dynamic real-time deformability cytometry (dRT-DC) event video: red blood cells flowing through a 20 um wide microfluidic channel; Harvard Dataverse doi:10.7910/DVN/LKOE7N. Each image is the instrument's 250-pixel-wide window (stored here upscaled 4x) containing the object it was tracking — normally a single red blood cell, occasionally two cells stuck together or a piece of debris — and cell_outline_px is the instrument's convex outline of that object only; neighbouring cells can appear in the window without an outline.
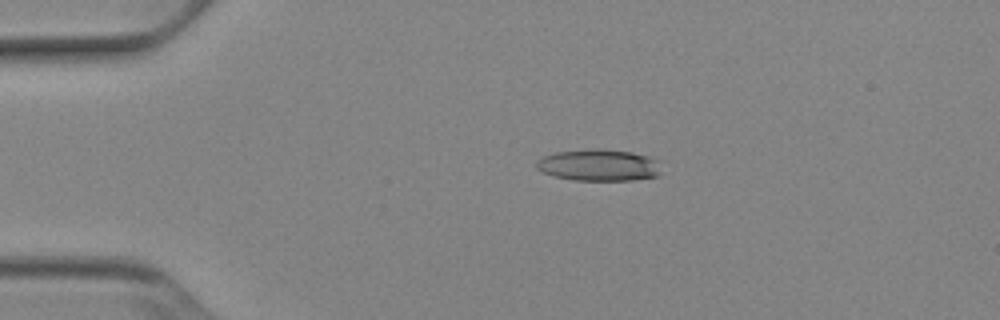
{"species": "Egyptian fruit bat (a non-hibernating species)", "species_latin": "Rousettus aegyptiacus", "temperature_condition": "cold", "stored_images_in_passage": 42, "camera_frame_rate_fps": 3000, "um_per_image_px": 0.085, "animal": {"sex": "female"}, "frame": {"image": 1, "passage_image": 1, "time_ms": 0.0, "image_size_px": [1000, 320], "cell_outline_px": [[660, 172], [656, 176], [632, 180], [576, 180], [552, 176], [536, 168], [536, 160], [544, 156], [556, 152], [596, 148], [600, 148], [632, 152], [648, 156], [656, 160]], "centroid_in_image_um": [50.86, 14.03], "position_along_channel_um": 34.1, "area_um2": 22.95}}
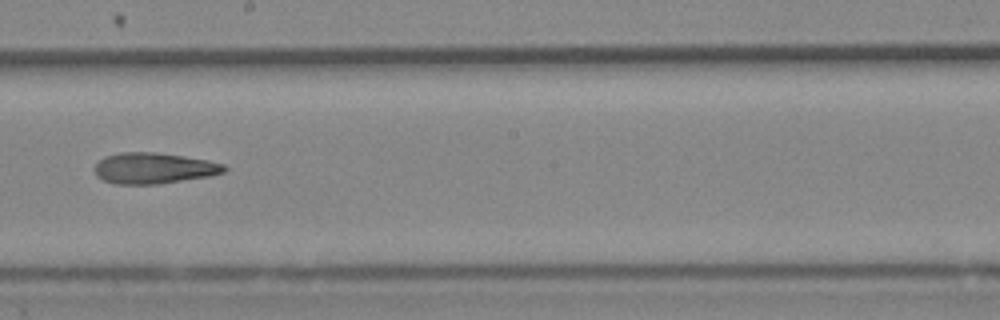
{"frame": {"image": 2, "passage_image": 20, "time_ms": 6.333, "image_size_px": [1000, 320], "cell_outline_px": [[228, 168], [224, 172], [208, 176], [156, 184], [116, 184], [104, 180], [96, 176], [96, 164], [104, 156], [120, 152], [156, 152], [184, 156], [208, 160], [224, 164]], "centroid_in_image_um": [13.07, 14.28], "position_along_channel_um": 235.1, "area_um2": 23.24}}
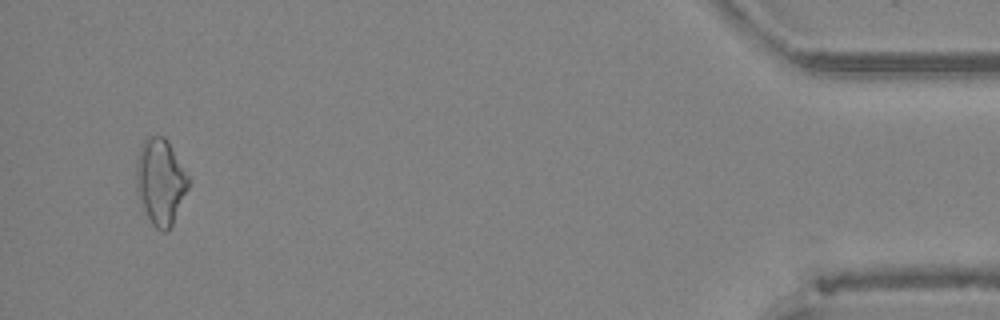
{"frame": {"image": 3, "passage_image": 40, "time_ms": 13.0, "image_size_px": [1000, 320], "cell_outline_px": [[188, 188], [172, 224], [164, 232], [156, 228], [152, 224], [136, 192], [136, 160], [140, 148], [144, 140], [148, 136], [164, 136], [168, 140], [188, 176]], "centroid_in_image_um": [13.62, 15.4], "position_along_channel_um": 421.6, "area_um2": 25.72}, "authors_computed_cell_mechanics": {"area_um2": 23.3223, "velocity_mm_per_s": 3.9093, "shape_relaxation_time_tau1_ms": 9.0378, "shape_relaxation_time_tau2_ms": null, "deformation_change_tau1": 0.2345, "deformation_change_tau2": null}}